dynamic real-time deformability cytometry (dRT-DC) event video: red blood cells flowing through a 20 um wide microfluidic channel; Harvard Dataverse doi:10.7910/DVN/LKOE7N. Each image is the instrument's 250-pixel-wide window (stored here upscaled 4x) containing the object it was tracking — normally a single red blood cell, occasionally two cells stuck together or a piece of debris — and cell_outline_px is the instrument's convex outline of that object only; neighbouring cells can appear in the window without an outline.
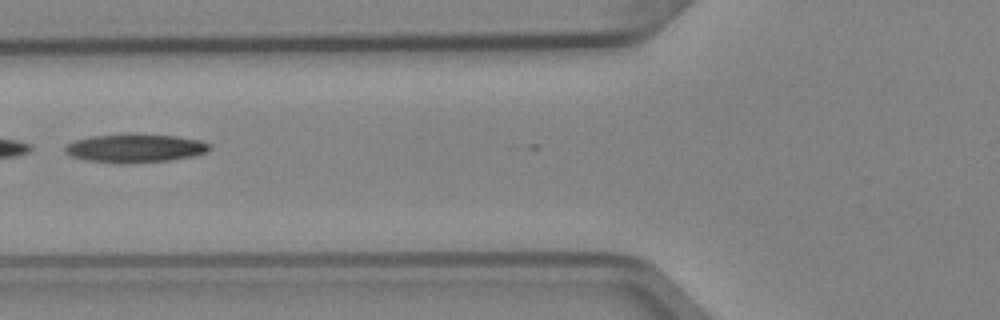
{"species": "Egyptian fruit bat (a non-hibernating species)", "species_latin": "Rousettus aegyptiacus", "temperature_condition": "cold", "stored_images_in_passage": 2, "camera_frame_rate_fps": 3000, "um_per_image_px": 0.085, "animal": {"sex": "female"}, "frame": {"image": 1, "passage_image": 2, "time_ms": 0.333, "image_size_px": [1000, 320], "cell_outline_px": [[212, 148], [208, 152], [192, 156], [172, 160], [84, 160], [72, 156], [64, 152], [64, 148], [72, 140], [92, 136], [136, 132], [176, 136], [200, 140], [208, 144]], "centroid_in_image_um": [11.51, 12.52], "position_along_channel_um": 114.3, "area_um2": 23.35}}